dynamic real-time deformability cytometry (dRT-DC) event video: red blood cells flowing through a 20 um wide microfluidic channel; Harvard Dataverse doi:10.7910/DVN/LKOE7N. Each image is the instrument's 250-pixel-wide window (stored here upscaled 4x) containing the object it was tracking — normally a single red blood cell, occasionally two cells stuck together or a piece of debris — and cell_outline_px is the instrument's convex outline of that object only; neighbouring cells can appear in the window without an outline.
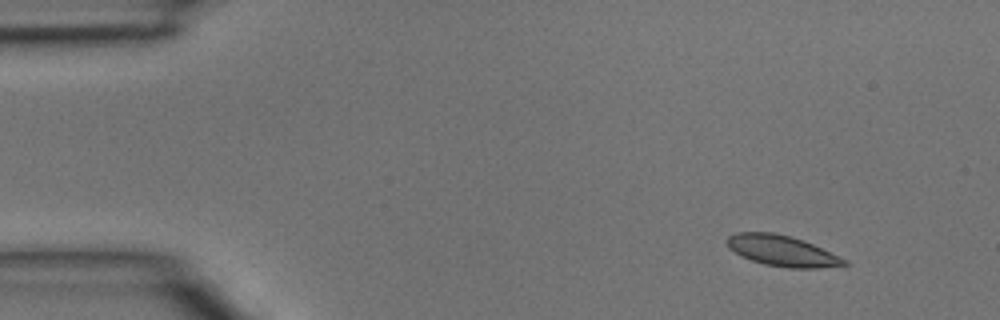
{"species": "common noctule bat (a hibernating species)", "species_latin": "Nyctalus noctula", "temperature_condition": "room temperature", "stored_images_in_passage": 3, "camera_frame_rate_fps": 3000, "um_per_image_px": 0.085, "animal": {"sex": "male", "body_mass_g": 15.6}, "frame": {"image": 1, "passage_image": 1, "time_ms": 0.0, "image_size_px": [1000, 320], "cell_outline_px": [[848, 264], [816, 268], [788, 268], [764, 264], [752, 260], [728, 248], [724, 240], [728, 236], [736, 232], [772, 232], [792, 236], [804, 240], [848, 260]], "centroid_in_image_um": [66.45, 21.3], "position_along_channel_um": 18.5, "area_um2": 20.98}}
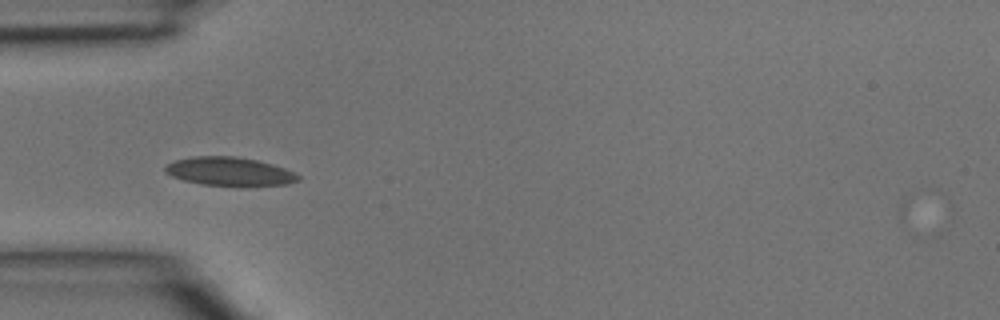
{"frame": {"image": 2, "passage_image": 3, "time_ms": 0.667, "image_size_px": [1000, 320], "cell_outline_px": [[300, 180], [288, 184], [244, 188], [200, 184], [184, 180], [172, 176], [164, 172], [164, 168], [168, 164], [176, 160], [192, 156], [236, 156], [256, 160], [272, 164], [284, 168], [300, 176]], "centroid_in_image_um": [19.54, 14.61], "position_along_channel_um": 65.5, "area_um2": 22.72}}